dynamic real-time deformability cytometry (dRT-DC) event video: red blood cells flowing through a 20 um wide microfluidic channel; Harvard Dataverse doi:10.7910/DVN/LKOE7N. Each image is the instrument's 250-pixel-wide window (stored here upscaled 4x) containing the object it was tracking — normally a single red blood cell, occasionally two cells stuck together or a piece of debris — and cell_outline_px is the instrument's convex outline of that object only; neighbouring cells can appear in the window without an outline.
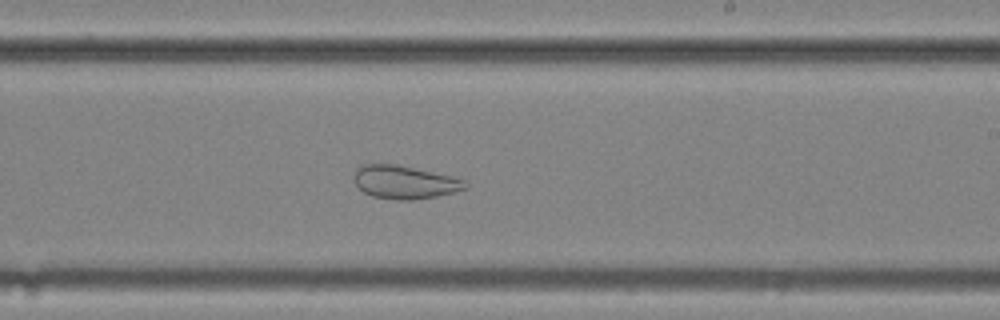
{"species": "common noctule bat (a hibernating species)", "species_latin": "Nyctalus noctula", "temperature_condition": "cold", "stored_images_in_passage": 53, "camera_frame_rate_fps": 3000, "um_per_image_px": 0.085, "animal": {"sex": "female", "body_mass_g": 25.1}, "frame": {"image": 1, "passage_image": 31, "time_ms": 10.0, "image_size_px": [1000, 320], "cell_outline_px": [[468, 188], [436, 196], [412, 200], [396, 200], [372, 196], [364, 192], [356, 184], [356, 172], [364, 164], [396, 164], [448, 176], [464, 180]], "centroid_in_image_um": [34.39, 15.5], "position_along_channel_um": 254.6, "area_um2": 20.87}}